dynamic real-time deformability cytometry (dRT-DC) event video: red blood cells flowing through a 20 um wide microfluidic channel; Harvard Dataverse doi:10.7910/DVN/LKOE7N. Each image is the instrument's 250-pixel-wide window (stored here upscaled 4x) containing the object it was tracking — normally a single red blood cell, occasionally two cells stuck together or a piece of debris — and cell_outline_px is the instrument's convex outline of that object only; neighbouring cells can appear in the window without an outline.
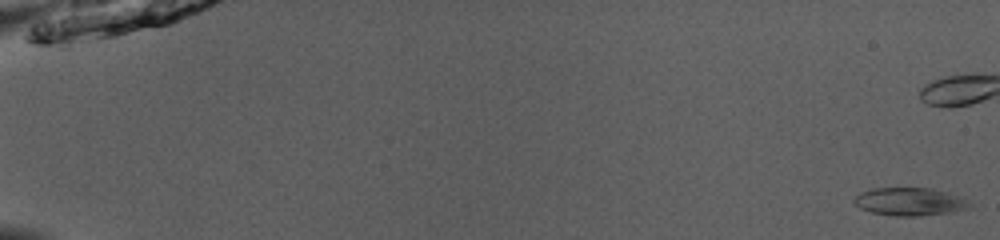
{"species": "common noctule bat (a hibernating species)", "species_latin": "Nyctalus noctula", "temperature_condition": "room temperature", "stored_images_in_passage": 20, "camera_frame_rate_fps": 3000, "um_per_image_px": 0.085, "animal": {"sex": "male", "body_mass_g": 13.0, "forearm_length_mm": 53.1}, "frame": {"image": 1, "passage_image": 1, "time_ms": 0.0, "image_size_px": [1000, 240], "cell_outline_px": [[972, 204], [968, 208], [948, 212], [920, 216], [896, 216], [872, 212], [860, 208], [852, 200], [860, 192], [868, 188], [932, 188], [956, 196]], "centroid_in_image_um": [77.24, 17.13], "position_along_channel_um": 7.8, "area_um2": 18.5}}